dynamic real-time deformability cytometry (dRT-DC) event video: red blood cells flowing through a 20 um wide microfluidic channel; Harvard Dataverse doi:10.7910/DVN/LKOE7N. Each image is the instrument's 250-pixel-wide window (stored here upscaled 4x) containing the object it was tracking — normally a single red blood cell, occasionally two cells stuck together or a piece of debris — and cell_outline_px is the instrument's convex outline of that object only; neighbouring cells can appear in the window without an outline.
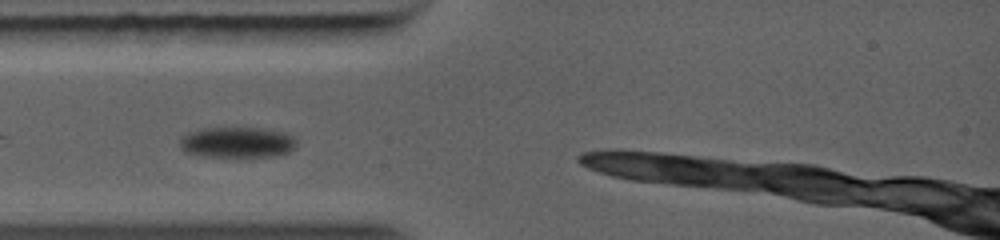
{"species": "common noctule bat (a hibernating species)", "species_latin": "Nyctalus noctula", "temperature_condition": "warm", "stored_images_in_passage": 4, "camera_frame_rate_fps": 5000, "um_per_image_px": 0.085, "animal": {"sex": "female", "body_mass_g": 19.0, "forearm_length_mm": 56.7}, "frame": {"image": 1, "passage_image": 2, "time_ms": 0.4, "image_size_px": [1000, 240], "cell_outline_px": [[288, 148], [284, 152], [260, 156], [224, 156], [200, 152], [188, 148], [184, 144], [184, 140], [200, 132], [212, 128], [248, 128], [284, 136], [288, 140]], "centroid_in_image_um": [20.16, 12.1], "position_along_channel_um": 64.8, "area_um2": 16.94}}